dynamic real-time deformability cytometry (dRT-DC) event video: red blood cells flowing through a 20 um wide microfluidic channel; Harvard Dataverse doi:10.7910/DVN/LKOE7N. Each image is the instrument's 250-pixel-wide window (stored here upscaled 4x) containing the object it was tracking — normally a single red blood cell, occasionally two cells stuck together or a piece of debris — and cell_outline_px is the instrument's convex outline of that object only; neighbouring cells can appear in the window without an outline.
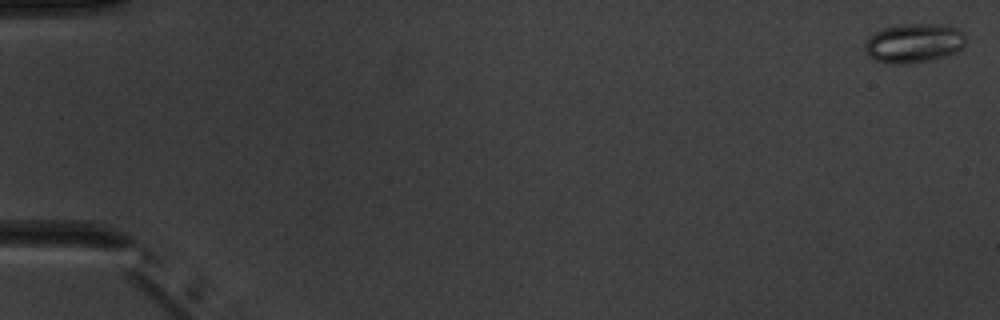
{"species": "common noctule bat (a hibernating species)", "species_latin": "Nyctalus noctula", "temperature_condition": "warm", "stored_images_in_passage": 4, "camera_frame_rate_fps": 3000, "um_per_image_px": 0.085, "animal": {"sex": "male", "body_mass_g": 20.1, "forearm_length_mm": 53.5}, "frame": {"image": 1, "passage_image": 1, "time_ms": 0.0, "image_size_px": [1000, 320], "cell_outline_px": [[964, 44], [956, 52], [944, 56], [928, 60], [904, 64], [900, 64], [876, 60], [868, 56], [864, 48], [864, 44], [868, 36], [884, 28], [908, 24], [940, 24], [956, 28], [964, 32]], "centroid_in_image_um": [77.66, 3.66], "position_along_channel_um": 7.3, "area_um2": 22.72}}
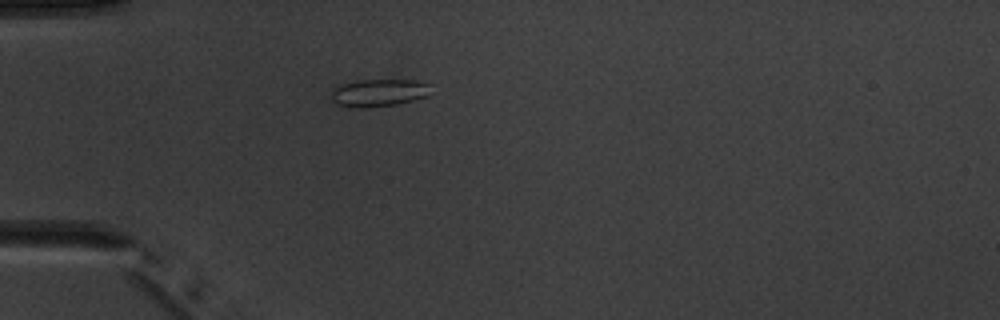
{"frame": {"image": 2, "passage_image": 4, "time_ms": 5.0, "image_size_px": [1000, 320], "cell_outline_px": [[432, 84], [428, 96], [396, 104], [364, 108], [356, 108], [336, 104], [332, 100], [332, 88], [356, 80], [412, 80]], "centroid_in_image_um": [32.2, 7.88], "position_along_channel_um": 52.8, "area_um2": 15.95}}